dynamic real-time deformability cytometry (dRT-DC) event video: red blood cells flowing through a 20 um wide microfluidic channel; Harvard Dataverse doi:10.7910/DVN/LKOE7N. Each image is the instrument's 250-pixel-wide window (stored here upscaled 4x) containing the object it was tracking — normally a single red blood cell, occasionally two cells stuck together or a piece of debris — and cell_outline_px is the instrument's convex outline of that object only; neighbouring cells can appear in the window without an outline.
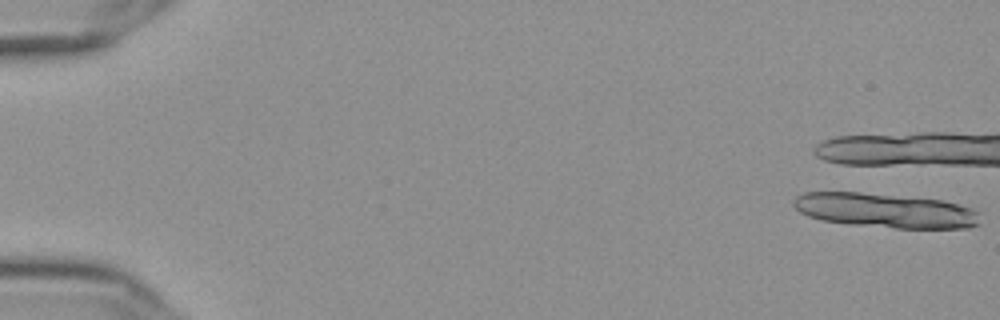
{"species": "Egyptian fruit bat (a non-hibernating species)", "species_latin": "Rousettus aegyptiacus", "temperature_condition": "cold", "stored_images_in_passage": 7, "camera_frame_rate_fps": 3000, "um_per_image_px": 0.085, "frame": {"image": 1, "passage_image": 1, "time_ms": 0.0, "image_size_px": [1000, 320], "cell_outline_px": [[980, 224], [968, 228], [896, 228], [852, 224], [824, 220], [808, 216], [800, 212], [792, 204], [792, 200], [796, 196], [804, 192], [860, 192], [944, 200], [972, 208], [976, 212]], "centroid_in_image_um": [75.24, 17.88], "position_along_channel_um": 9.8, "area_um2": 37.34}}